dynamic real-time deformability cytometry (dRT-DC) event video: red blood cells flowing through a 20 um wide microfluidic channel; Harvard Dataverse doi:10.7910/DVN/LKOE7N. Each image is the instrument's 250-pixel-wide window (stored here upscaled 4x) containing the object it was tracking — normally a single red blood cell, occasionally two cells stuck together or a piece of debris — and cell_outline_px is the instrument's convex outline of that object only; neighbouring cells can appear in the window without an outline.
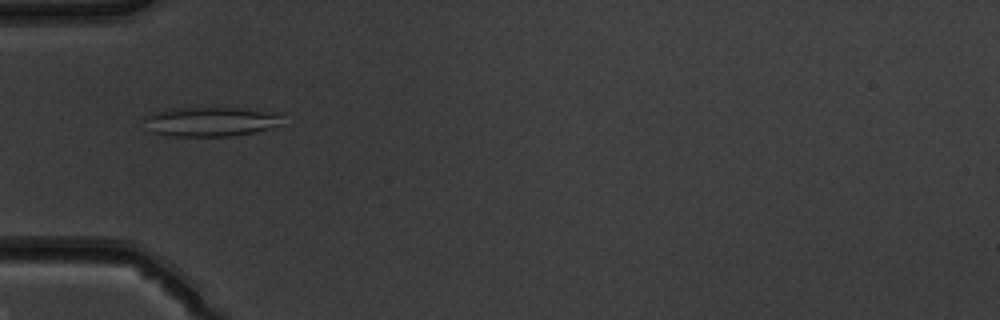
{"species": "common noctule bat (a hibernating species)", "species_latin": "Nyctalus noctula", "temperature_condition": "warm", "stored_images_in_passage": 51, "camera_frame_rate_fps": 3000, "um_per_image_px": 0.085, "animal": {"sex": "male", "body_mass_g": 19.5, "forearm_length_mm": 54.6}, "frame": {"image": 1, "passage_image": 17, "time_ms": 5.333, "image_size_px": [1000, 320], "cell_outline_px": [[280, 116], [276, 124], [268, 128], [252, 132], [232, 136], [168, 136], [152, 132], [144, 120], [144, 116], [152, 112], [172, 108], [236, 108], [276, 112]], "centroid_in_image_um": [17.79, 10.33], "position_along_channel_um": 67.2, "area_um2": 23.29}}
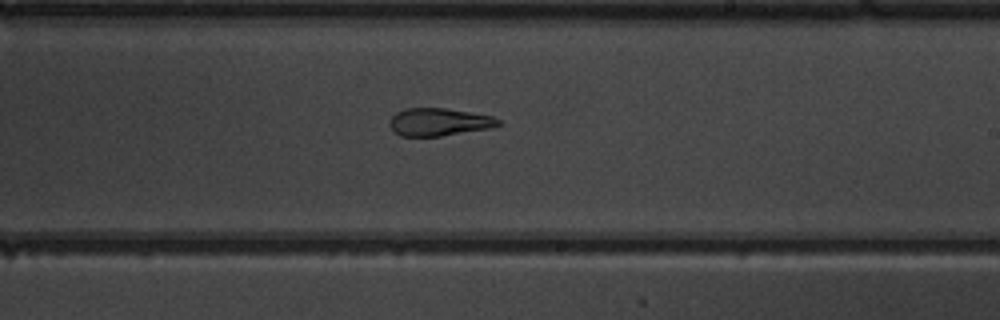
{"frame": {"image": 2, "passage_image": 31, "time_ms": 10.0, "image_size_px": [1000, 320], "cell_outline_px": [[504, 124], [488, 128], [440, 136], [400, 136], [388, 124], [392, 116], [396, 112], [404, 108], [444, 108], [492, 116], [500, 120]], "centroid_in_image_um": [37.3, 10.36], "position_along_channel_um": 251.7, "area_um2": 17.4}}
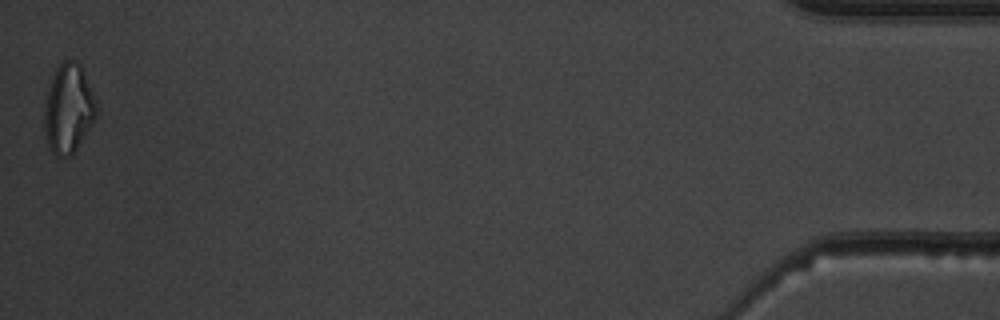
{"frame": {"image": 3, "passage_image": 51, "time_ms": 16.667, "image_size_px": [1000, 320], "cell_outline_px": [[96, 116], [76, 148], [68, 156], [56, 156], [52, 152], [48, 144], [44, 128], [44, 112], [48, 92], [56, 68], [64, 60], [76, 60], [80, 64], [84, 72], [96, 100]], "centroid_in_image_um": [5.82, 9.21], "position_along_channel_um": 429.4, "area_um2": 26.36}, "authors_computed_cell_mechanics": {"area_um2": 23.2934, "velocity_mm_per_s": 3.9852, "shape_relaxation_time_tau1_ms": null, "shape_relaxation_time_tau2_ms": 3.0131, "deformation_change_tau1": null, "deformation_change_tau2": 0.1248}}